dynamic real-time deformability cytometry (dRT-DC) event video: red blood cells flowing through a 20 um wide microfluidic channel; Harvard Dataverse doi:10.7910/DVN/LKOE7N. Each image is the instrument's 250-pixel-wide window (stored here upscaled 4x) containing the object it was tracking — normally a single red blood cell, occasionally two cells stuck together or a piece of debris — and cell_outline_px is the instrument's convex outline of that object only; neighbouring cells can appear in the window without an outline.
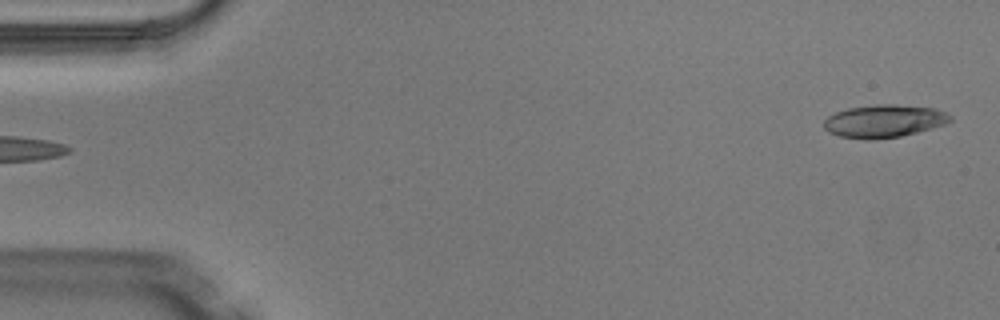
{"species": "Egyptian fruit bat (a non-hibernating species)", "species_latin": "Rousettus aegyptiacus", "temperature_condition": "warm", "stored_images_in_passage": 3, "camera_frame_rate_fps": 3000, "um_per_image_px": 0.085, "animal": {"sex": "male"}, "frame": {"image": 1, "passage_image": 3, "time_ms": 0.667, "image_size_px": [1000, 320], "cell_outline_px": [[952, 120], [944, 124], [932, 128], [900, 136], [872, 140], [840, 136], [828, 132], [824, 128], [824, 120], [828, 116], [836, 112], [848, 108], [876, 104], [896, 104], [936, 108], [948, 112], [952, 116]], "centroid_in_image_um": [75.16, 10.28], "position_along_channel_um": 9.8, "area_um2": 24.22}}